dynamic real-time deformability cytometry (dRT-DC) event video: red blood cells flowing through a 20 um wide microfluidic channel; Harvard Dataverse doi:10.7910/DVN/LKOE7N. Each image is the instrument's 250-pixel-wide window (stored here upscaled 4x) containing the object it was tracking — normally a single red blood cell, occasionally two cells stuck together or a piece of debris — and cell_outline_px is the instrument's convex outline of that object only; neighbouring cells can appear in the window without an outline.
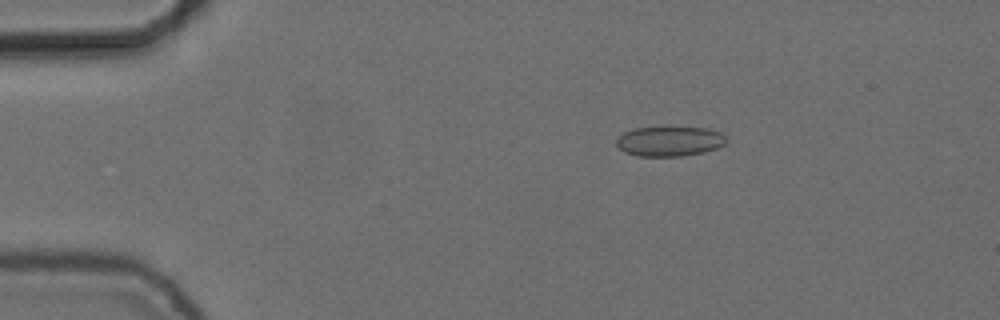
{"species": "common noctule bat (a hibernating species)", "species_latin": "Nyctalus noctula", "temperature_condition": "cold", "stored_images_in_passage": 55, "camera_frame_rate_fps": 3000, "um_per_image_px": 0.085, "animal": {"sex": "female", "body_mass_g": 24.6, "forearm_length_mm": 56.2}, "frame": {"image": 1, "passage_image": 10, "time_ms": 3.0, "image_size_px": [1000, 320], "cell_outline_px": [[728, 140], [724, 144], [716, 148], [704, 152], [680, 156], [636, 156], [624, 152], [616, 144], [616, 140], [624, 132], [636, 128], [664, 124], [668, 124], [708, 128], [720, 132]], "centroid_in_image_um": [56.91, 11.95], "position_along_channel_um": 28.1, "area_um2": 20.0}}
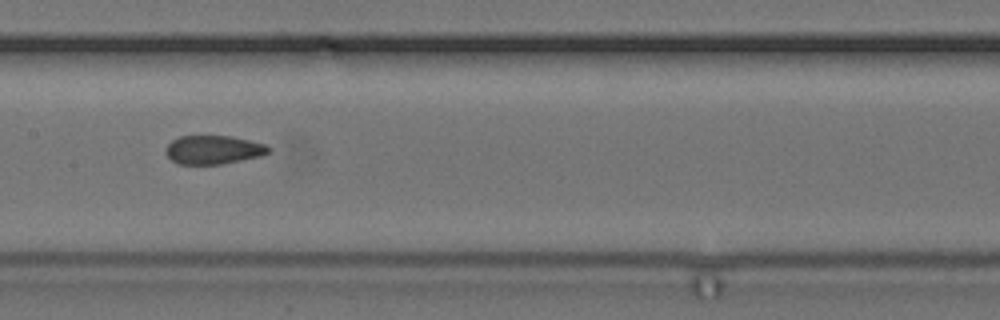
{"frame": {"image": 2, "passage_image": 28, "time_ms": 9.0, "image_size_px": [1000, 320], "cell_outline_px": [[272, 148], [268, 152], [260, 156], [220, 164], [176, 164], [164, 152], [164, 148], [172, 140], [180, 136], [232, 136], [264, 144]], "centroid_in_image_um": [18.09, 12.73], "position_along_channel_um": 189.3, "area_um2": 17.11}}
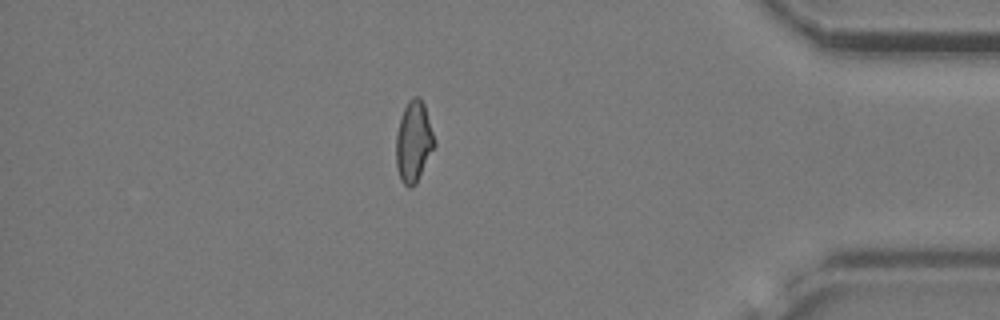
{"frame": {"image": 3, "passage_image": 48, "time_ms": 15.667, "image_size_px": [1000, 320], "cell_outline_px": [[436, 144], [416, 184], [412, 188], [408, 188], [400, 180], [396, 164], [396, 136], [400, 120], [404, 108], [408, 100], [412, 96], [420, 96], [424, 104]], "centroid_in_image_um": [35.15, 12.06], "position_along_channel_um": 400.0, "area_um2": 18.09}, "authors_computed_cell_mechanics": {"area_um2": 18.0914, "velocity_mm_per_s": 3.719, "shape_relaxation_time_tau1_ms": null, "shape_relaxation_time_tau2_ms": 2.3095, "deformation_change_tau1": null, "deformation_change_tau2": 0.0794}}